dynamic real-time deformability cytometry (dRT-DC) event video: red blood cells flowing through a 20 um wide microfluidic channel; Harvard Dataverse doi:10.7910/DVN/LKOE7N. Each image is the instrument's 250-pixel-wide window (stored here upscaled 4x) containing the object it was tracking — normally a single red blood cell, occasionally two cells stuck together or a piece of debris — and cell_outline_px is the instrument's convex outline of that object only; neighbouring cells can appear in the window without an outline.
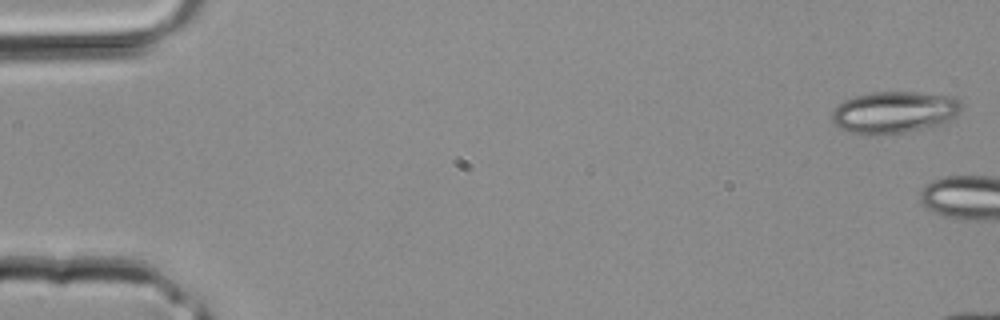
{"species": "common noctule bat (a hibernating species)", "species_latin": "Nyctalus noctula", "temperature_condition": "room temperature", "stored_images_in_passage": 4, "camera_frame_rate_fps": 3000, "um_per_image_px": 0.085, "animal": {"sex": "male", "body_mass_g": 20.4}, "frame": {"image": 1, "passage_image": 1, "time_ms": 0.0, "image_size_px": [1000, 320], "cell_outline_px": [[964, 104], [948, 120], [932, 128], [876, 136], [864, 136], [840, 128], [832, 124], [832, 112], [844, 100], [856, 96], [872, 92], [916, 92], [952, 96], [960, 100]], "centroid_in_image_um": [75.98, 9.56], "position_along_channel_um": 9.0, "area_um2": 31.79}}